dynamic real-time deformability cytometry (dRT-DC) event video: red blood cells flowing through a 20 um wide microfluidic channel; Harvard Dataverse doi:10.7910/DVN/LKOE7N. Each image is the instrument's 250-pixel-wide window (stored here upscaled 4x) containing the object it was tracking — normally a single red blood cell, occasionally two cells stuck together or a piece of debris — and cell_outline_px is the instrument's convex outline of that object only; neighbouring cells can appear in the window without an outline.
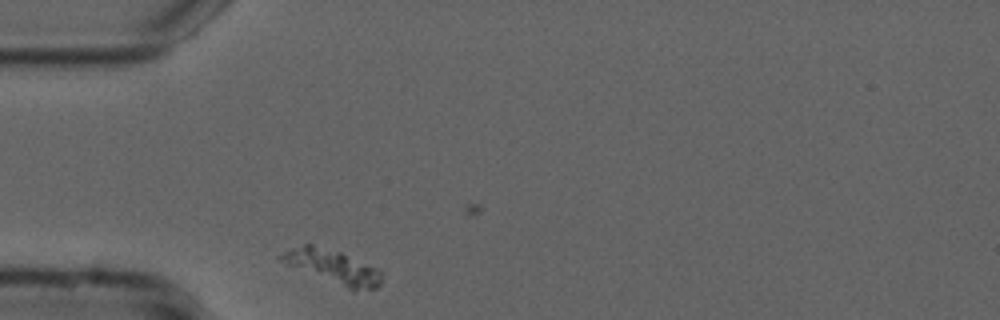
{"species": "common noctule bat (a hibernating species)", "species_latin": "Nyctalus noctula", "temperature_condition": "cold", "stored_images_in_passage": 45, "camera_frame_rate_fps": 3000, "um_per_image_px": 0.085, "animal": {"sex": "male", "forearm_length_mm": 52.5}, "frame": {"image": 1, "passage_image": 2, "time_ms": 0.333, "image_size_px": [1000, 320], "cell_outline_px": [[384, 276], [380, 284], [376, 288], [352, 292], [276, 260], [276, 256], [292, 248], [304, 244], [312, 244], [340, 252], [380, 268], [384, 272]], "centroid_in_image_um": [28.33, 22.71], "position_along_channel_um": 56.7, "area_um2": 20.52}}
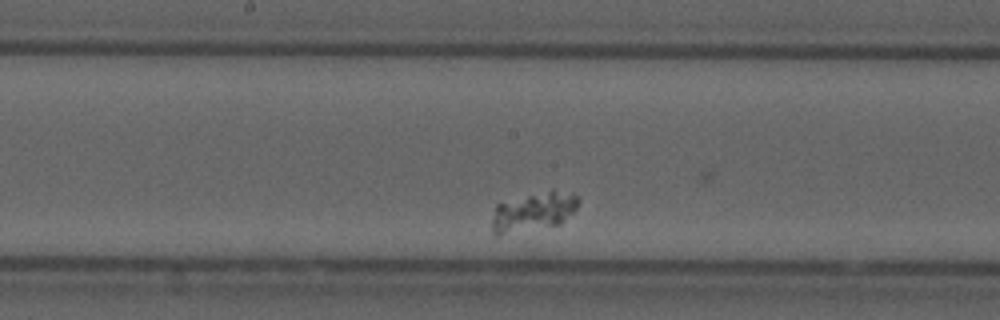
{"frame": {"image": 2, "passage_image": 16, "time_ms": 5.0, "image_size_px": [1000, 320], "cell_outline_px": [[580, 200], [576, 208], [560, 224], [496, 236], [492, 236], [492, 220], [496, 204], [552, 188], [572, 192], [580, 196]], "centroid_in_image_um": [45.36, 17.97], "position_along_channel_um": 202.8, "area_um2": 19.94}}
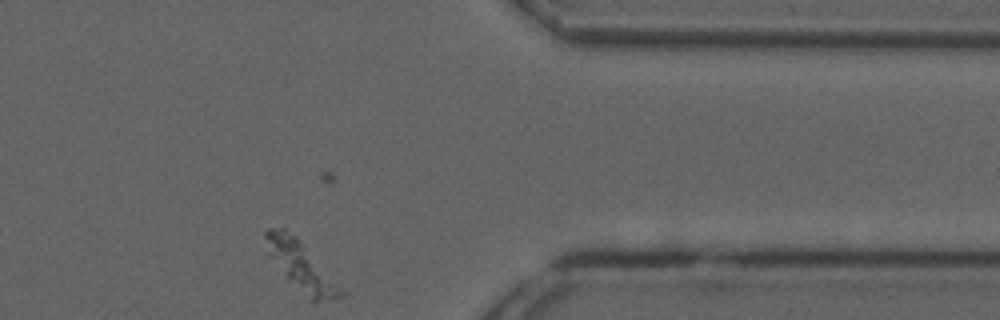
{"frame": {"image": 3, "passage_image": 34, "time_ms": 11.0, "image_size_px": [1000, 320], "cell_outline_px": [[348, 292], [344, 296], [332, 300], [312, 300], [288, 280], [272, 256], [264, 236], [264, 232], [268, 228], [284, 228], [296, 236]], "centroid_in_image_um": [25.7, 22.63], "position_along_channel_um": 385.7, "area_um2": 20.87}}